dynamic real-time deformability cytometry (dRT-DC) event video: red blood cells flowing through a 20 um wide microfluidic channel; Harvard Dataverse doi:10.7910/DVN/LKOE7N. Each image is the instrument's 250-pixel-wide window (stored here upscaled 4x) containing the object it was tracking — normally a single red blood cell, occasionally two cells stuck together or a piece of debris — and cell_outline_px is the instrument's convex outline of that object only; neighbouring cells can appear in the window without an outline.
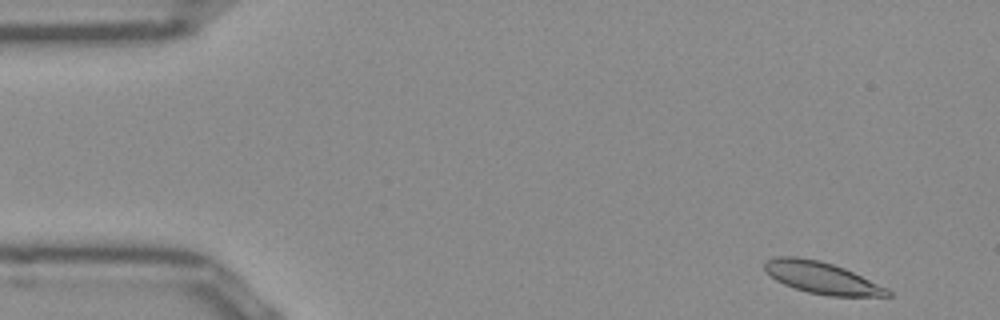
{"species": "Egyptian fruit bat (a non-hibernating species)", "species_latin": "Rousettus aegyptiacus", "temperature_condition": "room temperature", "stored_images_in_passage": 51, "camera_frame_rate_fps": 3000, "um_per_image_px": 0.085, "frame": {"image": 1, "passage_image": 2, "time_ms": 0.333, "image_size_px": [1000, 320], "cell_outline_px": [[892, 296], [828, 296], [808, 292], [784, 284], [776, 280], [764, 272], [764, 260], [776, 256], [796, 256], [820, 260], [844, 268], [888, 288], [892, 292]], "centroid_in_image_um": [69.82, 23.6], "position_along_channel_um": 15.2, "area_um2": 22.89}}
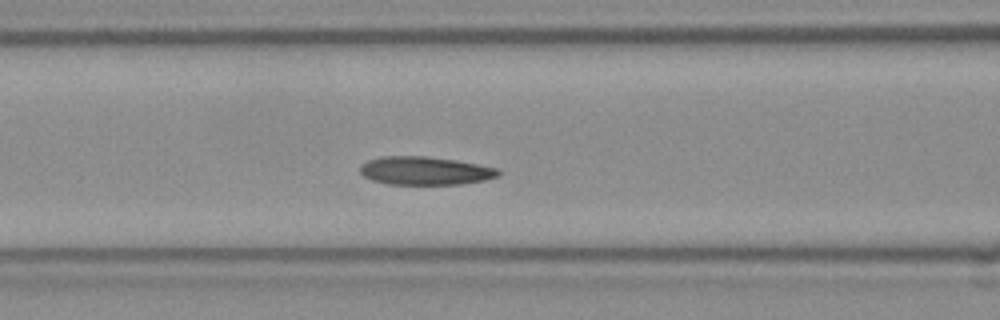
{"frame": {"image": 2, "passage_image": 19, "time_ms": 6.0, "image_size_px": [1000, 320], "cell_outline_px": [[500, 176], [484, 180], [460, 184], [388, 184], [372, 180], [364, 176], [360, 172], [360, 164], [368, 160], [380, 156], [428, 156], [456, 160], [500, 168]], "centroid_in_image_um": [36.14, 14.5], "position_along_channel_um": 130.5, "area_um2": 22.95}}
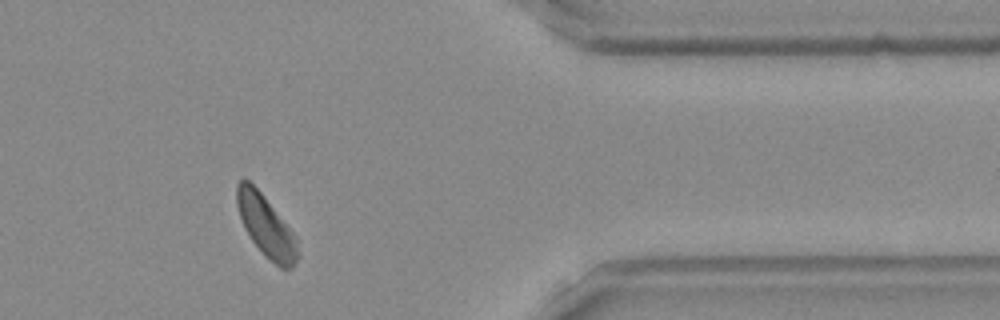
{"frame": {"image": 3, "passage_image": 41, "time_ms": 13.333, "image_size_px": [1000, 320], "cell_outline_px": [[296, 260], [292, 268], [280, 268], [252, 240], [244, 228], [236, 204], [236, 184], [244, 176], [264, 196], [296, 236]], "centroid_in_image_um": [22.57, 19.14], "position_along_channel_um": 388.8, "area_um2": 21.04}, "authors_computed_cell_mechanics": {"area_um2": 22.6576, "velocity_mm_per_s": 3.8518, "shape_relaxation_time_tau1_ms": 6.162, "shape_relaxation_time_tau2_ms": 4.5075, "deformation_change_tau1": 0.1215, "deformation_change_tau2": 0.0942}}